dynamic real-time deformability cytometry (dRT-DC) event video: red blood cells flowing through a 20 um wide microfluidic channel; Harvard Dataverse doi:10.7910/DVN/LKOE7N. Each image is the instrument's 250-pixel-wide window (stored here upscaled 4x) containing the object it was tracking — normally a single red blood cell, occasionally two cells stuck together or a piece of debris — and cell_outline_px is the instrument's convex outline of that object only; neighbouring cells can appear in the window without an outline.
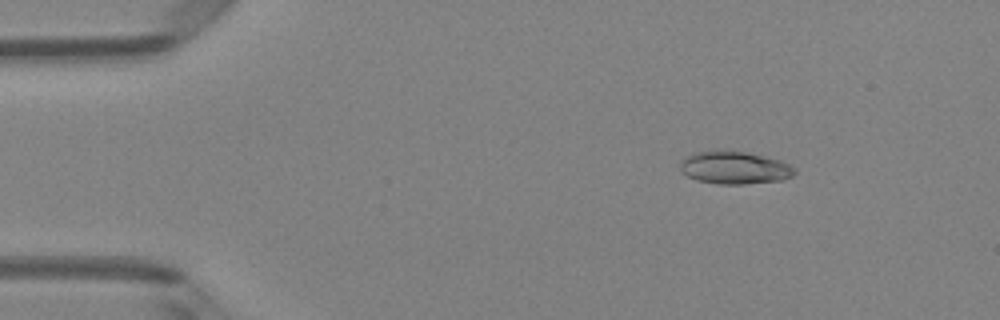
{"species": "Egyptian fruit bat (a non-hibernating species)", "species_latin": "Rousettus aegyptiacus", "temperature_condition": "room temperature", "stored_images_in_passage": 4, "camera_frame_rate_fps": 3000, "um_per_image_px": 0.085, "animal": {"sex": "female"}, "frame": {"image": 1, "passage_image": 2, "time_ms": 0.333, "image_size_px": [1000, 320], "cell_outline_px": [[796, 172], [792, 176], [784, 180], [744, 184], [720, 184], [696, 180], [680, 172], [680, 160], [684, 156], [696, 152], [716, 148], [744, 152], [764, 156], [780, 160], [796, 168]], "centroid_in_image_um": [62.39, 14.23], "position_along_channel_um": 22.6, "area_um2": 22.31}}